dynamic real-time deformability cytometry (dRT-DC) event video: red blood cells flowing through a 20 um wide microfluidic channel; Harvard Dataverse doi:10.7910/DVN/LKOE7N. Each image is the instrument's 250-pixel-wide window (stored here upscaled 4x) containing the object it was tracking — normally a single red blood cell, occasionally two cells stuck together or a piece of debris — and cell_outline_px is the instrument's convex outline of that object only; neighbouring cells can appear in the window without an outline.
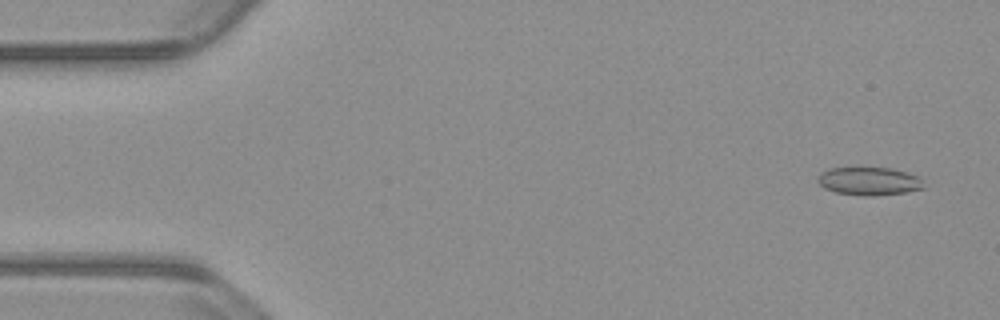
{"species": "common noctule bat (a hibernating species)", "species_latin": "Nyctalus noctula", "temperature_condition": "warm", "stored_images_in_passage": 54, "camera_frame_rate_fps": 3000, "um_per_image_px": 0.085, "animal": {"sex": "male", "body_mass_g": 23.1, "forearm_length_mm": 52.7}, "frame": {"image": 1, "passage_image": 3, "time_ms": 0.667, "image_size_px": [1000, 320], "cell_outline_px": [[924, 188], [908, 192], [872, 196], [864, 196], [836, 192], [824, 188], [816, 180], [820, 172], [828, 168], [892, 168], [908, 172], [916, 176], [920, 180]], "centroid_in_image_um": [73.84, 15.4], "position_along_channel_um": 11.2, "area_um2": 17.34}}
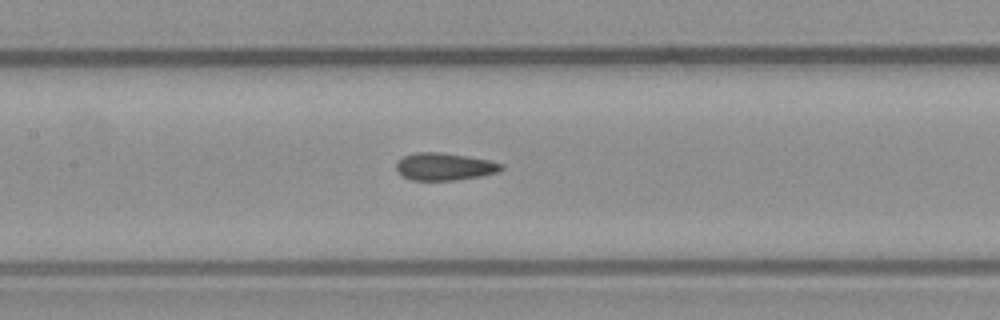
{"frame": {"image": 2, "passage_image": 25, "time_ms": 8.0, "image_size_px": [1000, 320], "cell_outline_px": [[504, 168], [496, 172], [480, 176], [456, 180], [412, 180], [400, 176], [396, 172], [396, 160], [404, 156], [416, 152], [440, 152], [468, 156], [488, 160], [504, 164]], "centroid_in_image_um": [37.73, 14.16], "position_along_channel_um": 169.7, "area_um2": 16.94}}
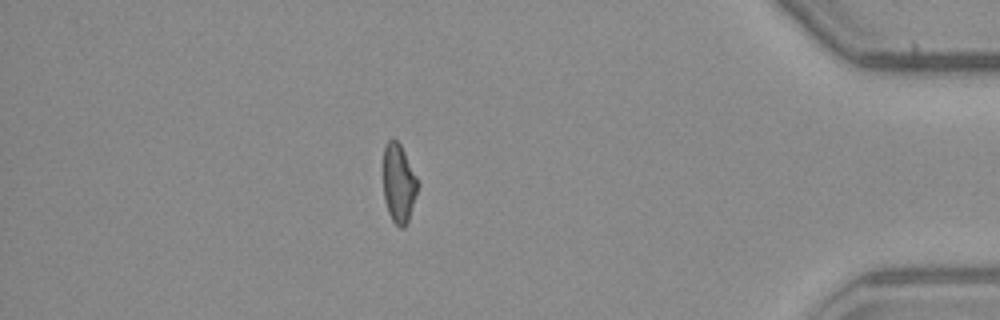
{"frame": {"image": 3, "passage_image": 47, "time_ms": 15.333, "image_size_px": [1000, 320], "cell_outline_px": [[420, 184], [408, 220], [404, 228], [400, 228], [392, 220], [388, 212], [384, 200], [384, 144], [388, 140], [396, 140], [400, 144]], "centroid_in_image_um": [33.9, 15.6], "position_along_channel_um": 401.3, "area_um2": 15.72}, "authors_computed_cell_mechanics": {"area_um2": 16.8487, "velocity_mm_per_s": 3.8095, "shape_relaxation_time_tau1_ms": null, "shape_relaxation_time_tau2_ms": 1.9396, "deformation_change_tau1": null, "deformation_change_tau2": 0.0857}}